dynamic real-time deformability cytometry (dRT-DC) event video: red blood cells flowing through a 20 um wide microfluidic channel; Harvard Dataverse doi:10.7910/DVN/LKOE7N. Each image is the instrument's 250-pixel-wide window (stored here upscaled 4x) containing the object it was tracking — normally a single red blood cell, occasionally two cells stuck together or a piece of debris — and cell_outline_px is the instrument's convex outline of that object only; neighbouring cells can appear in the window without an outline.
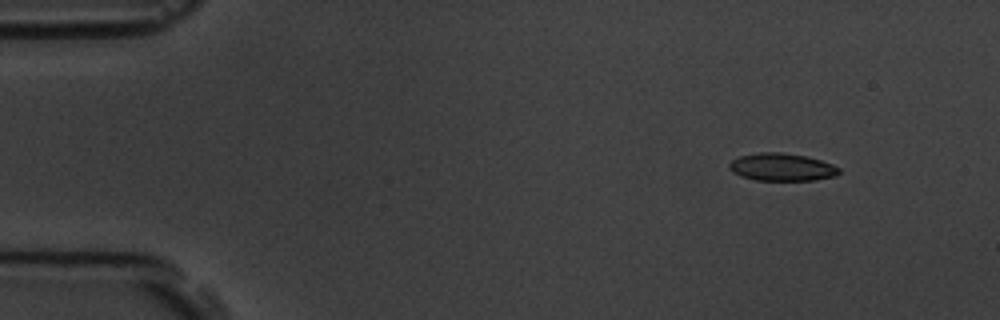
{"species": "common noctule bat (a hibernating species)", "species_latin": "Nyctalus noctula", "temperature_condition": "room temperature", "stored_images_in_passage": 4, "camera_frame_rate_fps": 3000, "um_per_image_px": 0.085, "animal": {"sex": "male", "body_mass_g": 19.5, "forearm_length_mm": 54.6}, "frame": {"image": 1, "passage_image": 1, "time_ms": 0.0, "image_size_px": [1000, 320], "cell_outline_px": [[840, 172], [836, 176], [816, 180], [756, 180], [740, 176], [732, 172], [728, 168], [728, 164], [732, 160], [740, 156], [760, 152], [780, 152], [808, 156], [832, 164], [840, 168]], "centroid_in_image_um": [66.45, 14.2], "position_along_channel_um": 18.5, "area_um2": 17.8}}
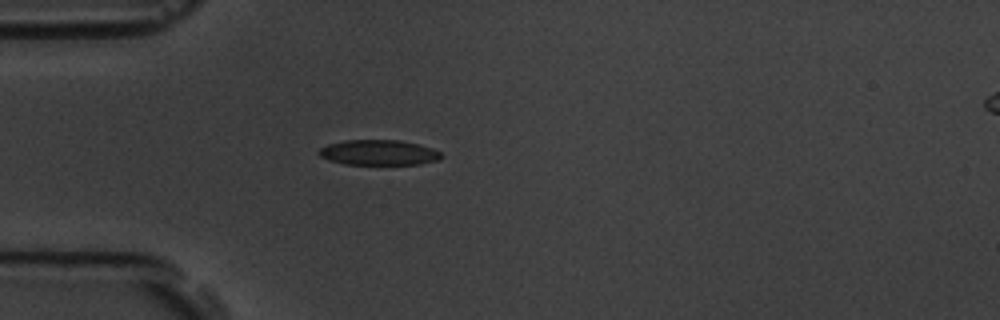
{"frame": {"image": 2, "passage_image": 4, "time_ms": 3.333, "image_size_px": [1000, 320], "cell_outline_px": [[444, 156], [436, 160], [420, 164], [344, 164], [328, 160], [320, 156], [316, 152], [320, 148], [328, 144], [344, 140], [400, 140], [432, 148], [440, 152]], "centroid_in_image_um": [32.15, 12.96], "position_along_channel_um": 52.9, "area_um2": 17.98}}